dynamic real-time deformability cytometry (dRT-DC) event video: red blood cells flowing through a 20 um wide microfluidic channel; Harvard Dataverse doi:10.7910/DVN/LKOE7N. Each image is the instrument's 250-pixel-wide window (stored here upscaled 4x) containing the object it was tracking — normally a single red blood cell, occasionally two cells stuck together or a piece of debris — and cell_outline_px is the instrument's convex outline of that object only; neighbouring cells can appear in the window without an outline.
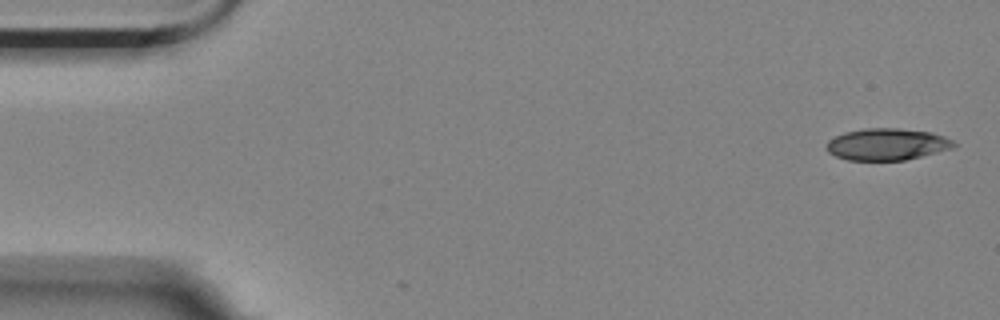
{"species": "Egyptian fruit bat (a non-hibernating species)", "species_latin": "Rousettus aegyptiacus", "temperature_condition": "room temperature", "stored_images_in_passage": 4, "camera_frame_rate_fps": 3000, "um_per_image_px": 0.085, "animal": {"sex": "female"}, "frame": {"image": 1, "passage_image": 1, "time_ms": 0.0, "image_size_px": [1000, 320], "cell_outline_px": [[956, 148], [904, 160], [848, 160], [836, 156], [828, 152], [828, 140], [844, 132], [864, 128], [900, 128], [932, 132], [944, 136], [952, 140], [956, 144]], "centroid_in_image_um": [75.44, 12.26], "position_along_channel_um": 9.6, "area_um2": 23.64}}
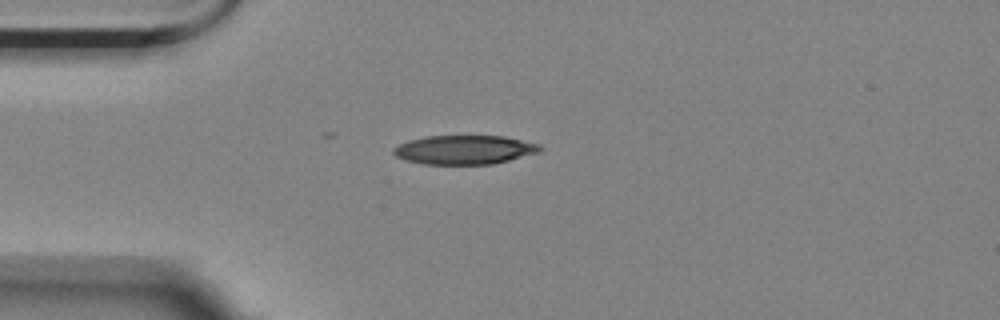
{"frame": {"image": 2, "passage_image": 4, "time_ms": 1.0, "image_size_px": [1000, 320], "cell_outline_px": [[544, 148], [540, 152], [492, 164], [424, 164], [408, 160], [396, 156], [392, 152], [392, 148], [408, 140], [428, 136], [504, 136], [540, 144]], "centroid_in_image_um": [39.5, 12.72], "position_along_channel_um": 45.5, "area_um2": 24.68}}